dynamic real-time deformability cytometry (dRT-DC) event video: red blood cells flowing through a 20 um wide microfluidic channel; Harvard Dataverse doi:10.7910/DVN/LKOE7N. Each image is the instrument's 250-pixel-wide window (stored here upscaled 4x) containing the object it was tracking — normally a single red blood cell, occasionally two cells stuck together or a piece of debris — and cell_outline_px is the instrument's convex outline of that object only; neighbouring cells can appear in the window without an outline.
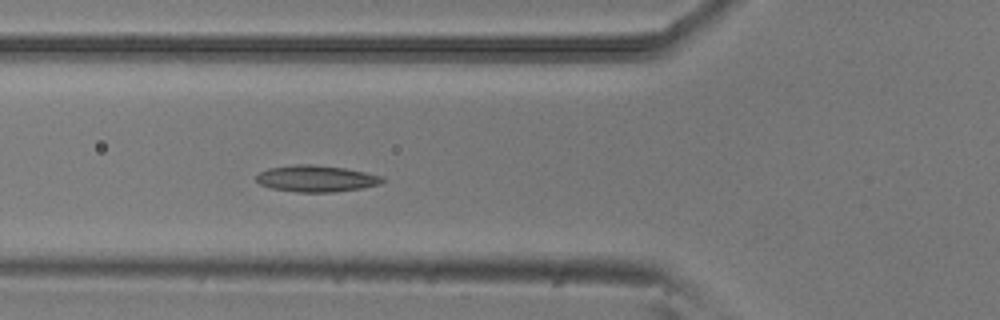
{"species": "common noctule bat (a hibernating species)", "species_latin": "Nyctalus noctula", "temperature_condition": "room temperature", "stored_images_in_passage": 5, "camera_frame_rate_fps": 3000, "um_per_image_px": 0.085, "animal": {"sex": "male", "body_mass_g": 20.5, "forearm_length_mm": 52.5}, "frame": {"image": 1, "passage_image": 5, "time_ms": 1.333, "image_size_px": [1000, 320], "cell_outline_px": [[384, 180], [380, 184], [360, 188], [336, 192], [296, 192], [272, 188], [260, 184], [256, 180], [256, 176], [260, 172], [268, 168], [296, 164], [312, 164], [344, 168], [384, 176]], "centroid_in_image_um": [26.88, 15.18], "position_along_channel_um": 98.9, "area_um2": 19.42}}